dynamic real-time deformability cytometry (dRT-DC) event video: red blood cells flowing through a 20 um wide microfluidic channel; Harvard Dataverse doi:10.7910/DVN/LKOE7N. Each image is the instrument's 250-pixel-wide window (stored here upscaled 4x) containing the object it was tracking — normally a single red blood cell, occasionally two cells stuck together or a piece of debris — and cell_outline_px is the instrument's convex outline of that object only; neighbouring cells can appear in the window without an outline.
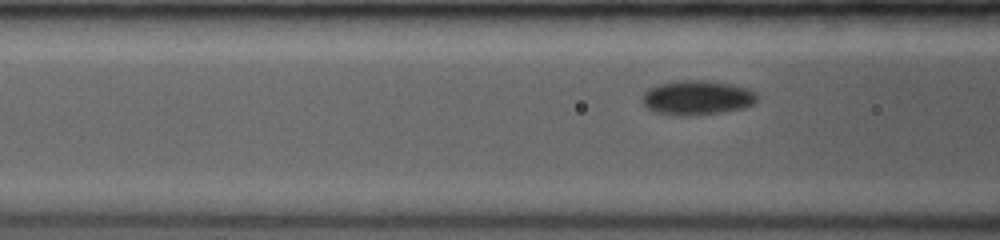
{"species": "common noctule bat (a hibernating species)", "species_latin": "Nyctalus noctula", "temperature_condition": "room temperature", "stored_images_in_passage": 6, "segment_of_instrument_passage": [2, 2], "camera_frame_rate_fps": 3500, "um_per_image_px": 0.085, "animal": {"sex": "female", "body_mass_g": 19.0, "forearm_length_mm": 53.3}, "frame": {"image": 1, "passage_image": 6, "time_ms": 3.714, "image_size_px": [1000, 240], "cell_outline_px": [[756, 104], [744, 108], [724, 112], [692, 116], [676, 116], [652, 112], [644, 104], [644, 92], [648, 88], [656, 84], [680, 80], [708, 80], [732, 84], [748, 88], [756, 92]], "centroid_in_image_um": [59.27, 8.31], "position_along_channel_um": 107.3, "area_um2": 23.52}}